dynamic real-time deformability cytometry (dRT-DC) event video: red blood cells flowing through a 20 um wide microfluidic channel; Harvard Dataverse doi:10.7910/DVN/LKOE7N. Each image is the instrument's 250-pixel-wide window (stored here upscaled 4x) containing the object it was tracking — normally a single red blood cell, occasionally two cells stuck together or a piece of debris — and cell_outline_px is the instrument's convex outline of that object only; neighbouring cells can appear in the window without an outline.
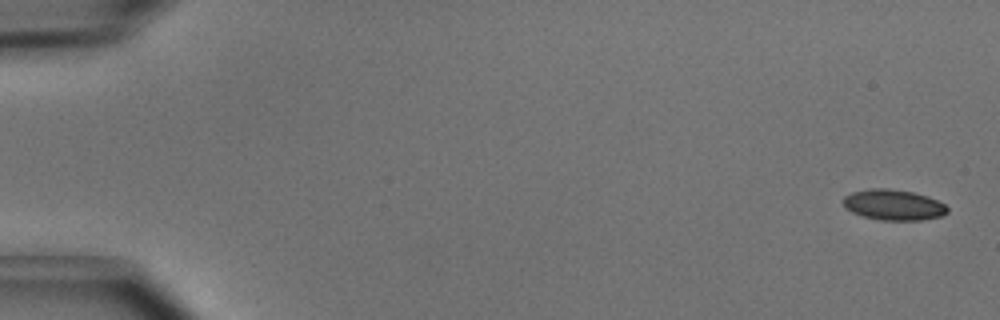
{"species": "common noctule bat (a hibernating species)", "species_latin": "Nyctalus noctula", "temperature_condition": "cold", "stored_images_in_passage": 6, "segment_of_instrument_passage": [1, 2], "camera_frame_rate_fps": 3000, "um_per_image_px": 0.085, "animal": {"sex": "male", "body_mass_g": 15.6}, "frame": {"image": 1, "passage_image": 1, "time_ms": 0.0, "image_size_px": [1000, 320], "cell_outline_px": [[948, 212], [944, 216], [924, 220], [880, 220], [864, 216], [852, 212], [844, 208], [844, 196], [852, 192], [868, 188], [888, 188], [912, 192], [928, 196], [944, 204], [948, 208]], "centroid_in_image_um": [75.96, 17.41], "position_along_channel_um": 9.0, "area_um2": 18.73}}